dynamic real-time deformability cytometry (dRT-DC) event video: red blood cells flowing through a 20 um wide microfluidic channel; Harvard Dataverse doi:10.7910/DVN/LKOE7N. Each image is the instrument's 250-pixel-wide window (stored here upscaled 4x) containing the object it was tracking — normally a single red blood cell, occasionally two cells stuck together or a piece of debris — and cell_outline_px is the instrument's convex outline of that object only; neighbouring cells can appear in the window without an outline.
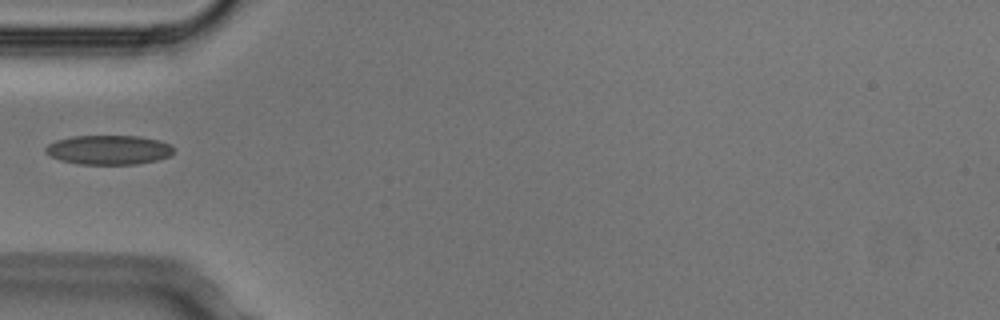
{"species": "Egyptian fruit bat (a non-hibernating species)", "species_latin": "Rousettus aegyptiacus", "temperature_condition": "cold", "stored_images_in_passage": 4, "camera_frame_rate_fps": 3000, "um_per_image_px": 0.085, "animal": {"sex": "male"}, "frame": {"image": 1, "passage_image": 4, "time_ms": 1.0, "image_size_px": [1000, 320], "cell_outline_px": [[172, 152], [168, 156], [156, 160], [136, 164], [80, 164], [60, 160], [44, 152], [44, 148], [48, 144], [56, 140], [72, 136], [140, 136], [160, 140], [168, 144], [172, 148]], "centroid_in_image_um": [9.2, 12.73], "position_along_channel_um": 75.8, "area_um2": 21.79}}